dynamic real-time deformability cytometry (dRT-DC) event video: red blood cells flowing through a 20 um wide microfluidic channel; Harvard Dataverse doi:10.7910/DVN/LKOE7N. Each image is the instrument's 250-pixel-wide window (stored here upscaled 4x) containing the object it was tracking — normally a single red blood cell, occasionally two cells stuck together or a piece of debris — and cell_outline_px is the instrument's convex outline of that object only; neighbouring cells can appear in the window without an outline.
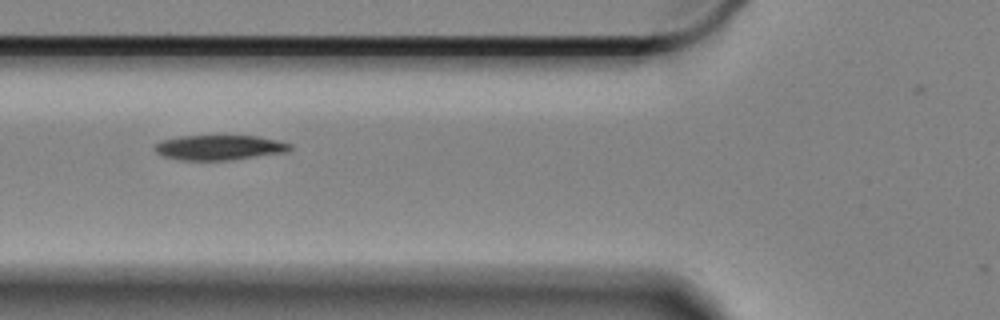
{"species": "Egyptian fruit bat (a non-hibernating species)", "species_latin": "Rousettus aegyptiacus", "temperature_condition": "cold", "stored_images_in_passage": 32, "camera_frame_rate_fps": 3000, "um_per_image_px": 0.085, "animal": {"sex": "female"}, "frame": {"image": 1, "passage_image": 2, "time_ms": 0.333, "image_size_px": [1000, 320], "cell_outline_px": [[292, 148], [288, 152], [228, 160], [180, 160], [160, 156], [152, 148], [152, 144], [160, 140], [180, 136], [256, 136], [276, 140], [292, 144]], "centroid_in_image_um": [18.57, 12.54], "position_along_channel_um": 107.2, "area_um2": 19.88}}
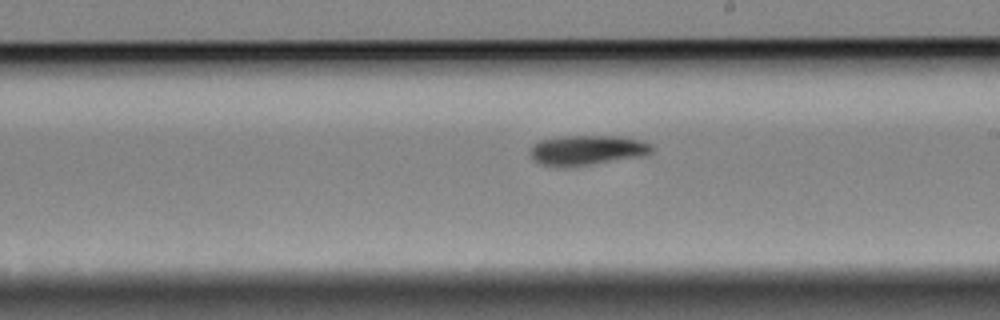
{"frame": {"image": 2, "passage_image": 14, "time_ms": 4.333, "image_size_px": [1000, 320], "cell_outline_px": [[656, 148], [648, 156], [564, 168], [540, 164], [532, 160], [532, 148], [540, 140], [564, 136], [620, 136], [640, 140], [652, 144]], "centroid_in_image_um": [49.99, 12.78], "position_along_channel_um": 239.0, "area_um2": 21.5}}
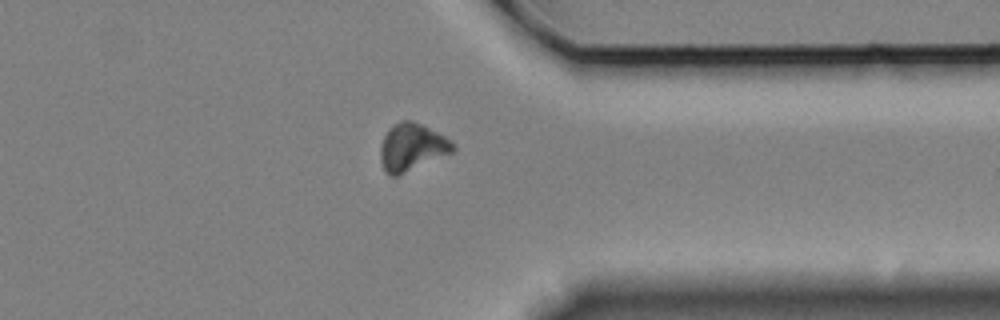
{"frame": {"image": 3, "passage_image": 27, "time_ms": 8.667, "image_size_px": [1000, 320], "cell_outline_px": [[456, 148], [452, 152], [396, 176], [388, 176], [384, 172], [380, 160], [380, 148], [384, 136], [388, 128], [392, 124], [400, 120], [412, 120], [424, 124], [452, 140], [456, 144]], "centroid_in_image_um": [35.0, 12.48], "position_along_channel_um": 376.4, "area_um2": 20.29}}